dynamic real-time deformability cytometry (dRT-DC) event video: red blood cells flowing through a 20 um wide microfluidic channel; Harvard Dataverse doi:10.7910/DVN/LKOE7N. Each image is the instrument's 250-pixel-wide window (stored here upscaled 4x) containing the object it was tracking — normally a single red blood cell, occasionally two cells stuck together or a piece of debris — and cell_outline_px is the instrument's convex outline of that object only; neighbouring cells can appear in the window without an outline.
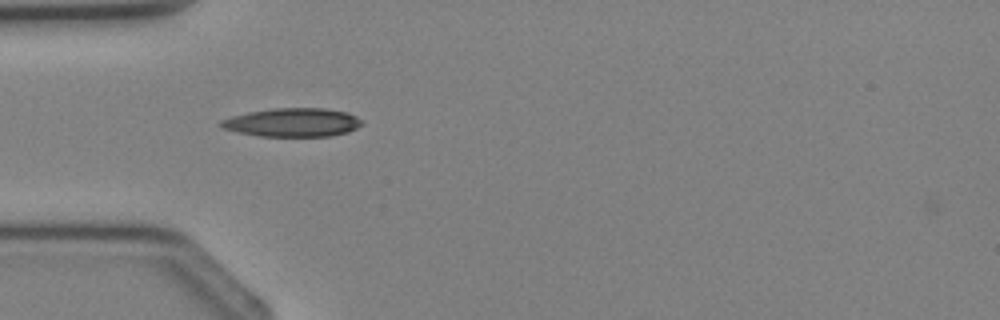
{"species": "Egyptian fruit bat (a non-hibernating species)", "species_latin": "Rousettus aegyptiacus", "temperature_condition": "cold", "stored_images_in_passage": 3, "camera_frame_rate_fps": 3000, "um_per_image_px": 0.085, "animal": {"sex": "female"}, "frame": {"image": 1, "passage_image": 3, "time_ms": 2.333, "image_size_px": [1000, 320], "cell_outline_px": [[364, 124], [348, 132], [328, 136], [260, 136], [236, 132], [220, 128], [216, 124], [220, 120], [232, 116], [248, 112], [272, 108], [324, 108], [348, 112], [364, 120]], "centroid_in_image_um": [24.85, 10.4], "position_along_channel_um": 60.2, "area_um2": 23.81}}